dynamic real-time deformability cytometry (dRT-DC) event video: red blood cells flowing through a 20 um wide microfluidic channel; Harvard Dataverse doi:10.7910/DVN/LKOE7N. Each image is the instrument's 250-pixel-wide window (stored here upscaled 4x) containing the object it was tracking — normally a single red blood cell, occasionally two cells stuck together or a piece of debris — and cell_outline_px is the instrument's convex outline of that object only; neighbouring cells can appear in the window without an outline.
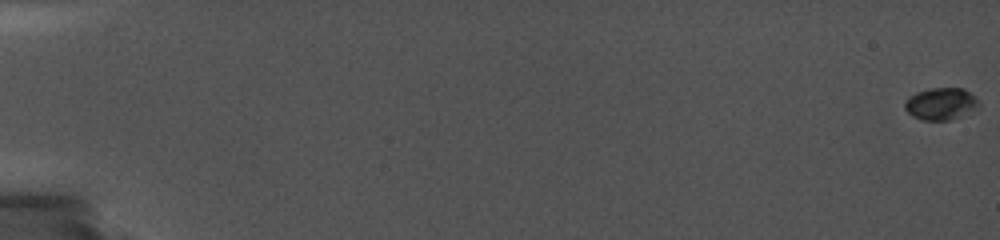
{"species": "common noctule bat (a hibernating species)", "species_latin": "Nyctalus noctula", "temperature_condition": "cold", "stored_images_in_passage": 27, "camera_frame_rate_fps": 5000, "um_per_image_px": 0.085, "animal": {"sex": "female", "body_mass_g": 19.0, "forearm_length_mm": 56.7}, "frame": {"image": 1, "passage_image": 1, "time_ms": 0.0, "image_size_px": [1000, 240], "cell_outline_px": [[980, 104], [960, 116], [952, 120], [920, 120], [912, 116], [904, 108], [904, 104], [908, 96], [916, 92], [928, 88], [964, 88]], "centroid_in_image_um": [79.89, 8.82], "position_along_channel_um": 5.1, "area_um2": 13.64}}
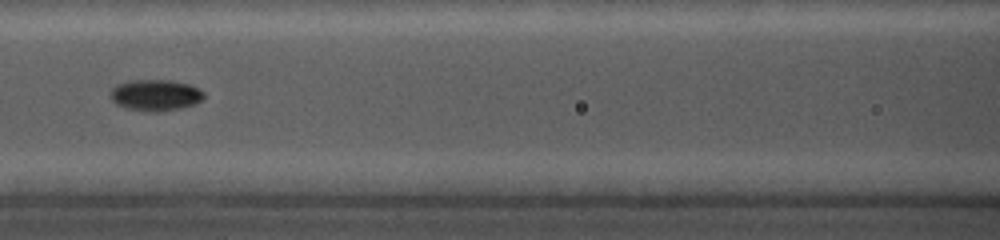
{"frame": {"image": 2, "passage_image": 14, "time_ms": 9.6, "image_size_px": [1000, 240], "cell_outline_px": [[204, 96], [196, 104], [180, 108], [160, 112], [152, 112], [124, 108], [116, 104], [112, 100], [112, 88], [116, 84], [132, 80], [172, 80], [192, 84], [200, 88], [204, 92]], "centroid_in_image_um": [13.25, 8.08], "position_along_channel_um": 153.4, "area_um2": 17.22}}
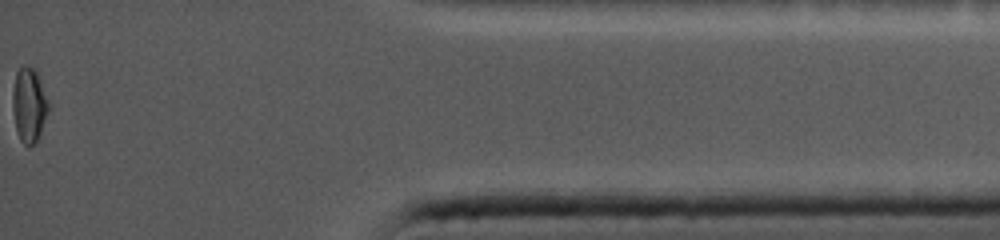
{"frame": {"image": 3, "passage_image": 27, "time_ms": 18.0, "image_size_px": [1000, 240], "cell_outline_px": [[48, 112], [40, 132], [36, 140], [28, 148], [20, 140], [16, 128], [12, 108], [12, 92], [16, 72], [20, 64], [24, 64], [36, 68], [48, 104]], "centroid_in_image_um": [2.43, 8.86], "position_along_channel_um": 432.8, "area_um2": 15.55}, "authors_computed_cell_mechanics": {"area_um2": 14.739, "velocity_mm_per_s": 3.7258, "shape_relaxation_time_tau1_ms": null, "shape_relaxation_time_tau2_ms": 2.0777, "deformation_change_tau1": null, "deformation_change_tau2": 0.0337}}